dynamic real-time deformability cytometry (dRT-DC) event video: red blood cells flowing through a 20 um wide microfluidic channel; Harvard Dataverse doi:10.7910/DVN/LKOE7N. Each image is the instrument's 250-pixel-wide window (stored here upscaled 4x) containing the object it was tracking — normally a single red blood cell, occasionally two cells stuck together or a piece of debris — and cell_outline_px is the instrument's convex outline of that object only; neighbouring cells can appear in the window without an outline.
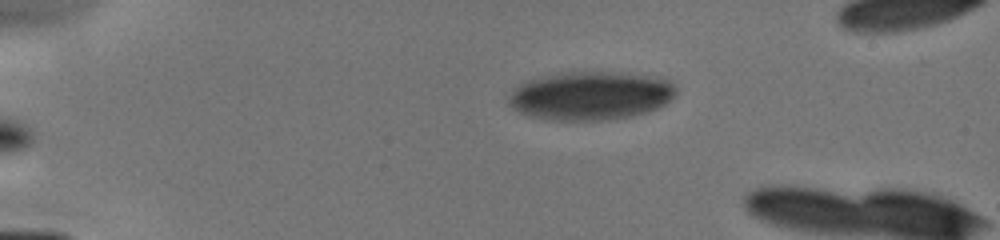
{"species": "human", "species_latin": "Homo sapiens", "temperature_condition": "cold", "stored_images_in_passage": 4, "camera_frame_rate_fps": 3000, "um_per_image_px": 0.085, "donor": {"sex": "male"}, "frame": {"image": 1, "passage_image": 4, "time_ms": 3.333, "image_size_px": [1000, 240], "cell_outline_px": [[676, 96], [664, 104], [648, 112], [632, 116], [600, 120], [544, 120], [528, 116], [512, 108], [508, 104], [508, 96], [512, 88], [528, 80], [564, 72], [624, 72], [656, 76], [668, 80], [676, 88]], "centroid_in_image_um": [50.19, 8.13], "position_along_channel_um": 34.8, "area_um2": 47.74}}